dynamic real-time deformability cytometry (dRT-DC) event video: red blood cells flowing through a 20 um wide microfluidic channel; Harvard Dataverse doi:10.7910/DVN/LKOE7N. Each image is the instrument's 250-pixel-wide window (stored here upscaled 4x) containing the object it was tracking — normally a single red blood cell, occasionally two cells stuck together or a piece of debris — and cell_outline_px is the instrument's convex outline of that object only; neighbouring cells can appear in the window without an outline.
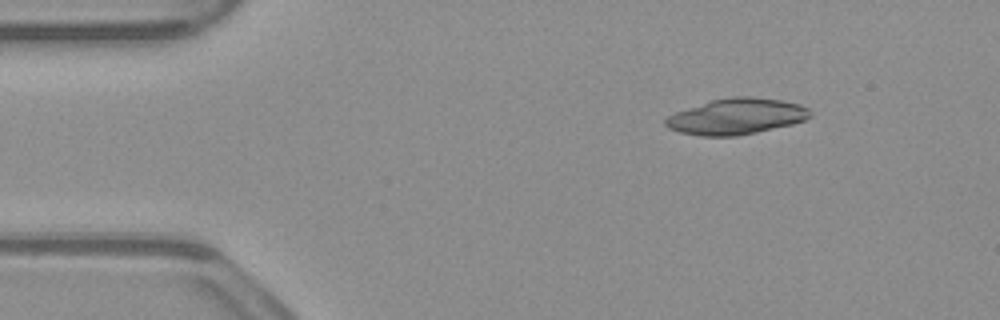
{"species": "common noctule bat (a hibernating species)", "species_latin": "Nyctalus noctula", "temperature_condition": "warm", "stored_images_in_passage": 46, "camera_frame_rate_fps": 3000, "um_per_image_px": 0.085, "animal": {"sex": "male", "body_mass_g": 23.1, "forearm_length_mm": 52.7}, "frame": {"image": 1, "passage_image": 1, "time_ms": 0.0, "image_size_px": [1000, 320], "cell_outline_px": [[812, 116], [804, 120], [792, 124], [756, 132], [736, 136], [700, 136], [680, 132], [668, 128], [664, 124], [664, 120], [668, 116], [676, 112], [712, 100], [732, 96], [752, 96], [780, 100], [800, 104], [808, 108], [812, 112]], "centroid_in_image_um": [62.61, 9.89], "position_along_channel_um": 22.4, "area_um2": 30.23}}